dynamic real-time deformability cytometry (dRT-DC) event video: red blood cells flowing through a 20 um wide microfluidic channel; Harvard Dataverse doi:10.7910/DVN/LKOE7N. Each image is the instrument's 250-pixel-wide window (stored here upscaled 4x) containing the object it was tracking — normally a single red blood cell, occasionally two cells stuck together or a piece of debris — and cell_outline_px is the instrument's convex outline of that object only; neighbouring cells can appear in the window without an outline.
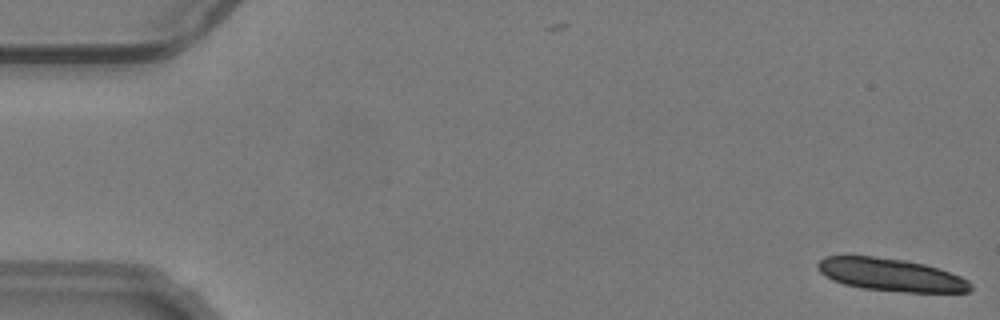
{"species": "common noctule bat (a hibernating species)", "species_latin": "Nyctalus noctula", "temperature_condition": "warm", "stored_images_in_passage": 15, "camera_frame_rate_fps": 3000, "um_per_image_px": 0.085, "animal": {"sex": "male", "body_mass_g": 19.2, "forearm_length_mm": 51.8}, "frame": {"image": 1, "passage_image": 1, "time_ms": 0.0, "image_size_px": [1000, 320], "cell_outline_px": [[972, 288], [968, 292], [904, 292], [860, 288], [844, 284], [832, 280], [824, 276], [816, 268], [816, 264], [824, 256], [872, 256], [904, 260], [924, 264], [960, 276], [968, 280], [972, 284]], "centroid_in_image_um": [75.68, 23.36], "position_along_channel_um": 9.3, "area_um2": 29.13}}